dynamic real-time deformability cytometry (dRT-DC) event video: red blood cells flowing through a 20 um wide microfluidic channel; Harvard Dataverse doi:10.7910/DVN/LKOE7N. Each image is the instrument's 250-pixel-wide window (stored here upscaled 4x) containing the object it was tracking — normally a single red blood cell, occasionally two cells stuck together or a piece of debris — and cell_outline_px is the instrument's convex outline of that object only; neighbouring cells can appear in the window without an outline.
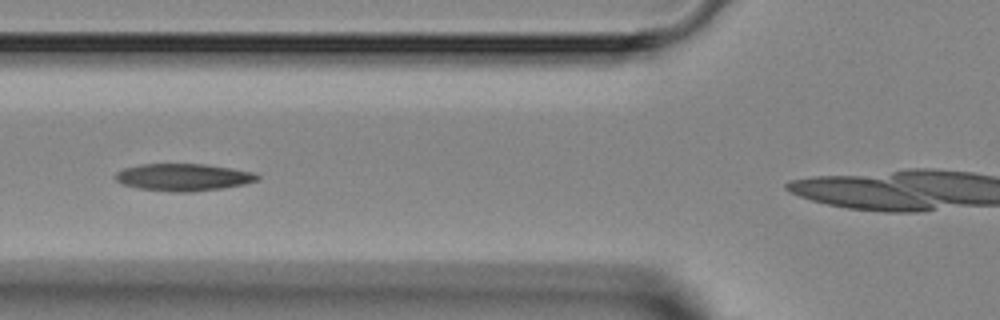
{"species": "Egyptian fruit bat (a non-hibernating species)", "species_latin": "Rousettus aegyptiacus", "temperature_condition": "room temperature", "stored_images_in_passage": 4, "segment_of_instrument_passage": [1, 2], "camera_frame_rate_fps": 3000, "um_per_image_px": 0.085, "animal": {"sex": "female"}, "frame": {"image": 1, "passage_image": 3, "time_ms": 2.333, "image_size_px": [1000, 320], "cell_outline_px": [[260, 180], [244, 184], [220, 188], [192, 192], [172, 192], [136, 188], [124, 184], [116, 180], [116, 172], [124, 168], [140, 164], [204, 164], [232, 168], [252, 172], [260, 176]], "centroid_in_image_um": [15.59, 15.06], "position_along_channel_um": 110.2, "area_um2": 22.48}}